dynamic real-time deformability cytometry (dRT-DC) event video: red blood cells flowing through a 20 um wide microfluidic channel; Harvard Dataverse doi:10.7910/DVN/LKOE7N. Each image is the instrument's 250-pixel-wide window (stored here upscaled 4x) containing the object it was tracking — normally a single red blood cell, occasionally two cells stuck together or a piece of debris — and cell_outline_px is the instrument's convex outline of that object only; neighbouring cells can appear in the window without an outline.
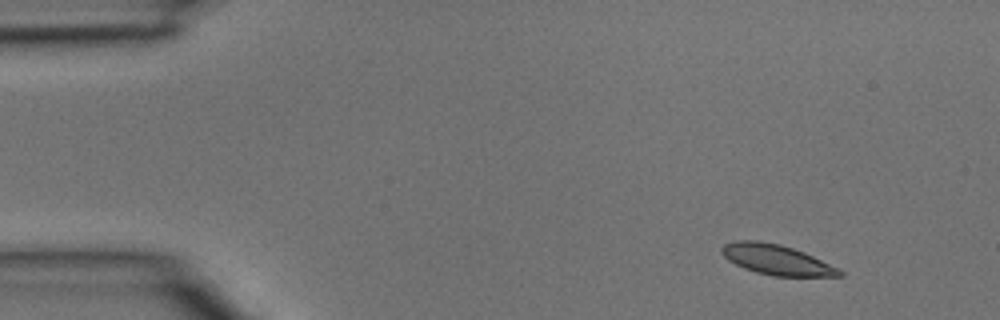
{"species": "common noctule bat (a hibernating species)", "species_latin": "Nyctalus noctula", "temperature_condition": "room temperature", "stored_images_in_passage": 3, "camera_frame_rate_fps": 3000, "um_per_image_px": 0.085, "animal": {"sex": "male", "body_mass_g": 15.6}, "frame": {"image": 1, "passage_image": 1, "time_ms": 0.0, "image_size_px": [1000, 320], "cell_outline_px": [[844, 276], [772, 276], [756, 272], [744, 268], [728, 260], [720, 252], [720, 248], [724, 244], [736, 240], [756, 240], [780, 244], [804, 252], [840, 268], [844, 272]], "centroid_in_image_um": [66.01, 22.07], "position_along_channel_um": 19.0, "area_um2": 20.81}}
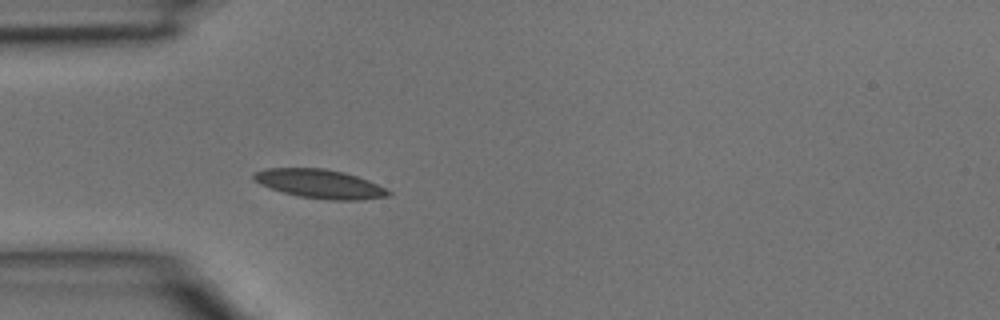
{"frame": {"image": 2, "passage_image": 3, "time_ms": 0.667, "image_size_px": [1000, 320], "cell_outline_px": [[392, 192], [388, 196], [360, 200], [328, 200], [300, 196], [284, 192], [260, 184], [252, 180], [252, 172], [264, 168], [324, 168], [344, 172], [368, 180]], "centroid_in_image_um": [27.14, 15.61], "position_along_channel_um": 57.9, "area_um2": 22.6}}